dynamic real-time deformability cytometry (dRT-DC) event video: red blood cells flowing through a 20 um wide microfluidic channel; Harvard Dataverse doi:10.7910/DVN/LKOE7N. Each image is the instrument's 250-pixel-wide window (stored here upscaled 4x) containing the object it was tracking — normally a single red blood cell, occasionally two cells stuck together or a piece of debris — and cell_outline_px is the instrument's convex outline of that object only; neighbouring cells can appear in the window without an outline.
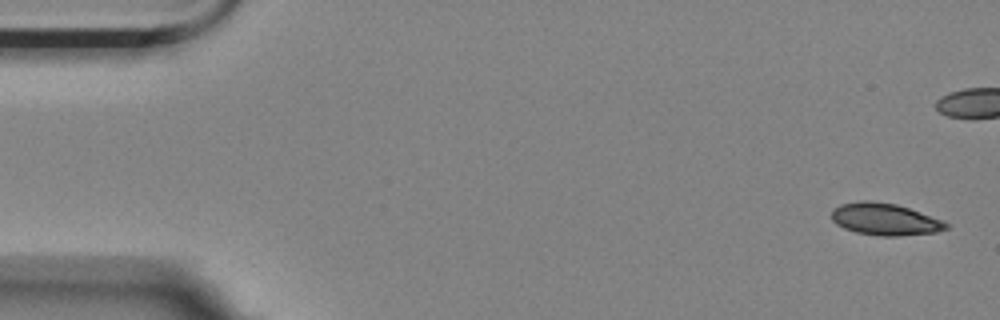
{"species": "Egyptian fruit bat (a non-hibernating species)", "species_latin": "Rousettus aegyptiacus", "temperature_condition": "room temperature", "stored_images_in_passage": 6, "camera_frame_rate_fps": 3000, "um_per_image_px": 0.085, "animal": {"sex": "female"}, "frame": {"image": 1, "passage_image": 1, "time_ms": 0.0, "image_size_px": [1000, 320], "cell_outline_px": [[948, 228], [936, 232], [896, 236], [880, 236], [856, 232], [844, 228], [836, 224], [832, 220], [832, 208], [840, 204], [860, 200], [872, 200], [896, 204], [944, 220], [948, 224]], "centroid_in_image_um": [75.19, 18.62], "position_along_channel_um": 9.8, "area_um2": 21.44}}